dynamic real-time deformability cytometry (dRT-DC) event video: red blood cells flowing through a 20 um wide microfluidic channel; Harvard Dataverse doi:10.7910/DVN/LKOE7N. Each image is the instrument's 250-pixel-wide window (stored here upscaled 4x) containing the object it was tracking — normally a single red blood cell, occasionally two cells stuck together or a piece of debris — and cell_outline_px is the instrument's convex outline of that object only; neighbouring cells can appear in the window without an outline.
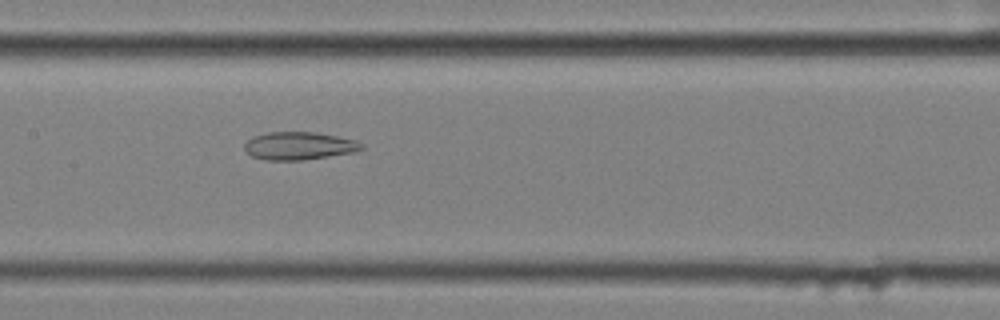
{"species": "common noctule bat (a hibernating species)", "species_latin": "Nyctalus noctula", "temperature_condition": "cold", "stored_images_in_passage": 58, "camera_frame_rate_fps": 3000, "um_per_image_px": 0.085, "animal": {"sex": "female", "body_mass_g": 25.1}, "frame": {"image": 1, "passage_image": 29, "time_ms": 9.333, "image_size_px": [1000, 320], "cell_outline_px": [[364, 148], [356, 152], [300, 160], [264, 160], [252, 156], [244, 148], [244, 144], [252, 136], [268, 132], [316, 132], [356, 140], [364, 144]], "centroid_in_image_um": [25.43, 12.39], "position_along_channel_um": 182.0, "area_um2": 19.02}}
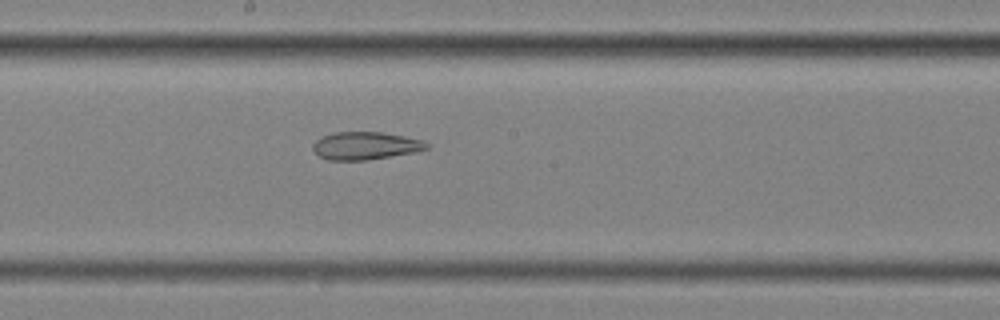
{"frame": {"image": 2, "passage_image": 32, "time_ms": 10.333, "image_size_px": [1000, 320], "cell_outline_px": [[428, 148], [416, 152], [368, 160], [328, 160], [320, 156], [312, 148], [312, 144], [320, 136], [336, 132], [380, 132], [404, 136], [424, 140], [428, 144]], "centroid_in_image_um": [31.06, 12.38], "position_along_channel_um": 217.1, "area_um2": 18.44}}
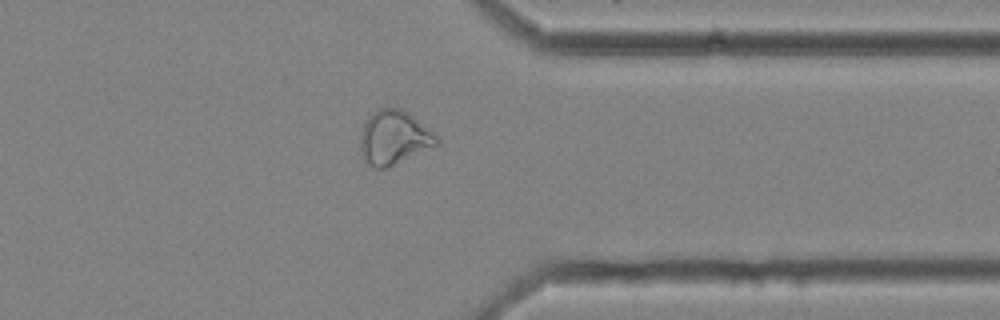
{"frame": {"image": 3, "passage_image": 46, "time_ms": 15.0, "image_size_px": [1000, 320], "cell_outline_px": [[440, 144], [384, 168], [372, 168], [364, 160], [360, 148], [360, 132], [364, 120], [368, 116], [380, 108], [400, 108], [408, 112], [432, 128], [440, 136]], "centroid_in_image_um": [33.52, 11.67], "position_along_channel_um": 377.9, "area_um2": 24.45}, "authors_computed_cell_mechanics": {"area_um2": 25.9811, "velocity_mm_per_s": 3.5268, "shape_relaxation_time_tau1_ms": null, "shape_relaxation_time_tau2_ms": 2.936, "deformation_change_tau1": null, "deformation_change_tau2": 0.1142}}